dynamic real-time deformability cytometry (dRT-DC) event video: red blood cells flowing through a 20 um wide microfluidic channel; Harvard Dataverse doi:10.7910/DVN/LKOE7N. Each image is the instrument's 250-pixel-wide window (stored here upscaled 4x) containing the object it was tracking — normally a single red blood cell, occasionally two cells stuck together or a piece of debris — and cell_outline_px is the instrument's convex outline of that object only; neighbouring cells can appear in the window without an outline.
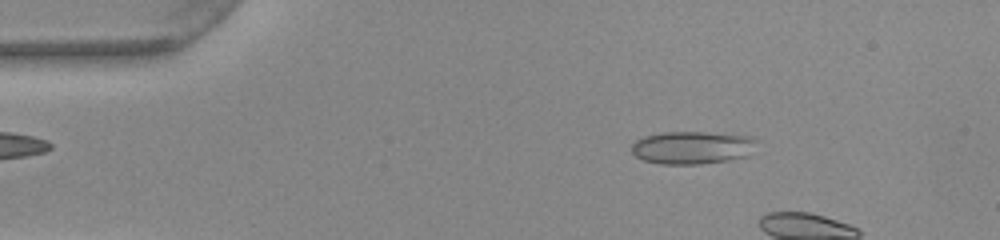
{"species": "common noctule bat (a hibernating species)", "species_latin": "Nyctalus noctula", "temperature_condition": "warm", "stored_images_in_passage": 12, "camera_frame_rate_fps": 3000, "um_per_image_px": 0.085, "animal": {"sex": "female", "body_mass_g": 22.0, "forearm_length_mm": 56.7}, "frame": {"image": 1, "passage_image": 7, "time_ms": 2.0, "image_size_px": [1000, 240], "cell_outline_px": [[760, 140], [748, 156], [728, 160], [700, 164], [660, 164], [644, 160], [636, 156], [632, 152], [632, 144], [636, 140], [644, 136], [664, 132], [704, 132], [752, 136]], "centroid_in_image_um": [58.88, 12.54], "position_along_channel_um": 26.1, "area_um2": 24.1}}